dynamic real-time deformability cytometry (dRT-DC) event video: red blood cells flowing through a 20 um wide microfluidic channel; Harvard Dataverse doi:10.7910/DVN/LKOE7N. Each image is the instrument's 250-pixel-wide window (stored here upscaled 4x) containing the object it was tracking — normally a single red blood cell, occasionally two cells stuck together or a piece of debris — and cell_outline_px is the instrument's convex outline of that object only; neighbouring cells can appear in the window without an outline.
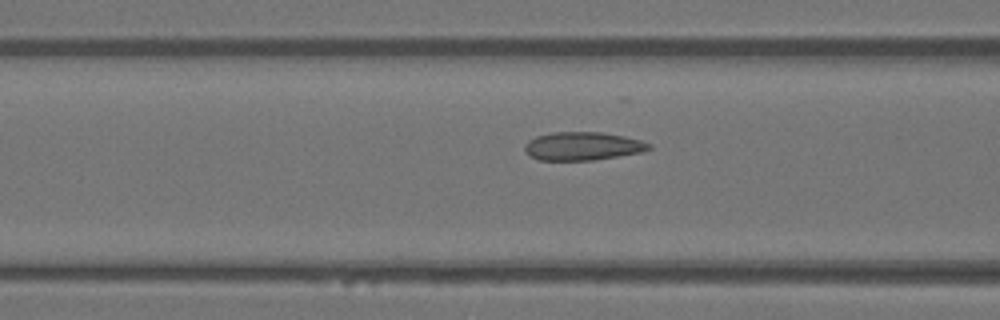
{"species": "Egyptian fruit bat (a non-hibernating species)", "species_latin": "Rousettus aegyptiacus", "temperature_condition": "warm", "stored_images_in_passage": 24, "camera_frame_rate_fps": 3000, "um_per_image_px": 0.085, "animal": {"sex": "female"}, "frame": {"image": 1, "passage_image": 10, "time_ms": 3.0, "image_size_px": [1000, 320], "cell_outline_px": [[652, 148], [644, 152], [592, 160], [540, 160], [528, 156], [524, 148], [524, 144], [528, 140], [536, 136], [552, 132], [604, 132], [624, 136], [640, 140], [652, 144]], "centroid_in_image_um": [49.53, 12.42], "position_along_channel_um": 117.1, "area_um2": 20.69}}
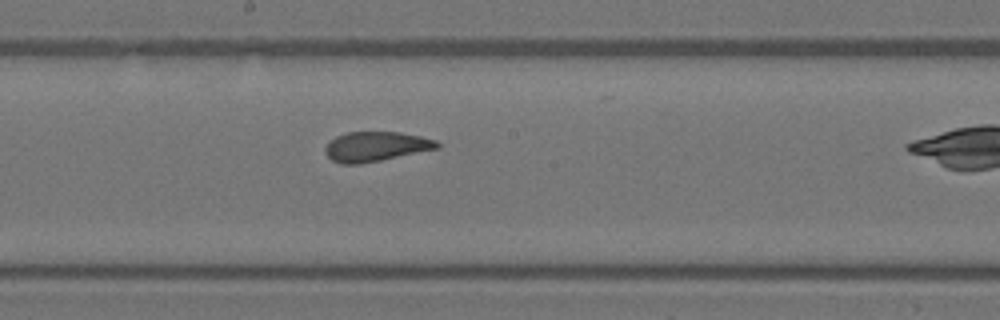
{"frame": {"image": 2, "passage_image": 17, "time_ms": 5.333, "image_size_px": [1000, 320], "cell_outline_px": [[440, 148], [380, 160], [356, 164], [340, 164], [332, 160], [324, 152], [324, 148], [336, 136], [348, 132], [400, 132], [420, 136], [436, 140], [440, 144]], "centroid_in_image_um": [31.95, 12.45], "position_along_channel_um": 216.2, "area_um2": 19.25}}
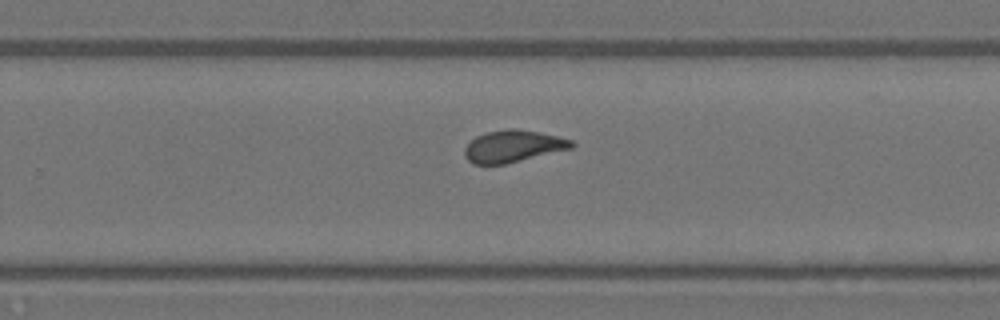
{"frame": {"image": 3, "passage_image": 22, "time_ms": 7.0, "image_size_px": [1000, 320], "cell_outline_px": [[576, 144], [572, 148], [504, 164], [472, 164], [464, 156], [464, 148], [476, 136], [484, 132], [508, 128], [512, 128], [540, 132], [572, 140]], "centroid_in_image_um": [43.59, 12.42], "position_along_channel_um": 286.2, "area_um2": 19.88}}